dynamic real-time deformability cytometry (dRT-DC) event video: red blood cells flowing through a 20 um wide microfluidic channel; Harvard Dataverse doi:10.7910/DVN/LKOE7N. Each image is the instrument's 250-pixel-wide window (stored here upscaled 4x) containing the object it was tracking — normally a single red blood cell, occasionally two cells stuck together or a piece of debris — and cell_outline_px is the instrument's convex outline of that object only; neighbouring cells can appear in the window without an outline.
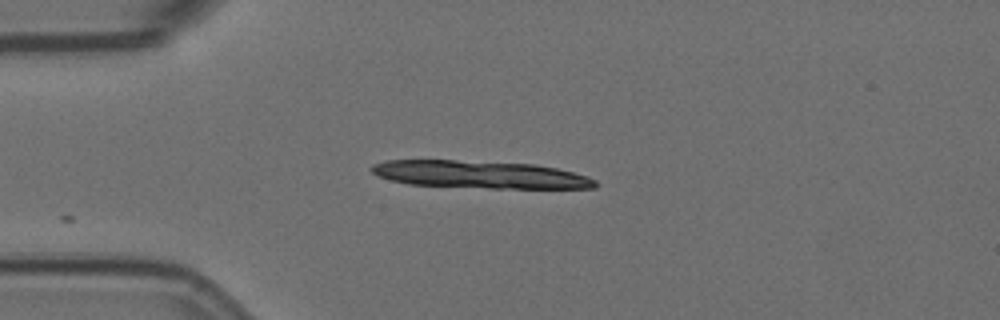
{"species": "Egyptian fruit bat (a non-hibernating species)", "species_latin": "Rousettus aegyptiacus", "temperature_condition": "room temperature", "stored_images_in_passage": 3, "camera_frame_rate_fps": 3000, "um_per_image_px": 0.085, "animal": {"sex": "female"}, "frame": {"image": 1, "passage_image": 3, "time_ms": 0.667, "image_size_px": [1000, 320], "cell_outline_px": [[596, 188], [488, 188], [408, 184], [376, 176], [368, 168], [372, 164], [384, 160], [456, 160], [532, 164], [556, 168], [588, 176], [596, 180]], "centroid_in_image_um": [40.74, 14.83], "position_along_channel_um": 44.3, "area_um2": 35.89}}